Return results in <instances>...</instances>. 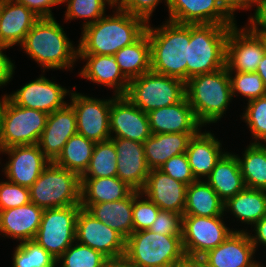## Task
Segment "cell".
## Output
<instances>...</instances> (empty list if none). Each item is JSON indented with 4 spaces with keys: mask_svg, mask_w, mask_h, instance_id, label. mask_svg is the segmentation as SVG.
Returning a JSON list of instances; mask_svg holds the SVG:
<instances>
[{
    "mask_svg": "<svg viewBox=\"0 0 266 267\" xmlns=\"http://www.w3.org/2000/svg\"><path fill=\"white\" fill-rule=\"evenodd\" d=\"M123 75L130 81L151 71V45L147 32L114 54Z\"/></svg>",
    "mask_w": 266,
    "mask_h": 267,
    "instance_id": "33",
    "label": "cell"
},
{
    "mask_svg": "<svg viewBox=\"0 0 266 267\" xmlns=\"http://www.w3.org/2000/svg\"><path fill=\"white\" fill-rule=\"evenodd\" d=\"M186 188V184L173 179L160 169H152L149 171L145 185L140 192L161 210L183 215Z\"/></svg>",
    "mask_w": 266,
    "mask_h": 267,
    "instance_id": "22",
    "label": "cell"
},
{
    "mask_svg": "<svg viewBox=\"0 0 266 267\" xmlns=\"http://www.w3.org/2000/svg\"><path fill=\"white\" fill-rule=\"evenodd\" d=\"M10 47L0 44V87L6 85L11 81L13 73L15 72V65L11 59L7 57L2 51Z\"/></svg>",
    "mask_w": 266,
    "mask_h": 267,
    "instance_id": "51",
    "label": "cell"
},
{
    "mask_svg": "<svg viewBox=\"0 0 266 267\" xmlns=\"http://www.w3.org/2000/svg\"><path fill=\"white\" fill-rule=\"evenodd\" d=\"M162 0H116L115 6L150 22V16ZM167 7L169 0H165Z\"/></svg>",
    "mask_w": 266,
    "mask_h": 267,
    "instance_id": "47",
    "label": "cell"
},
{
    "mask_svg": "<svg viewBox=\"0 0 266 267\" xmlns=\"http://www.w3.org/2000/svg\"><path fill=\"white\" fill-rule=\"evenodd\" d=\"M39 19L24 4L14 0H0V44L8 47L21 45Z\"/></svg>",
    "mask_w": 266,
    "mask_h": 267,
    "instance_id": "24",
    "label": "cell"
},
{
    "mask_svg": "<svg viewBox=\"0 0 266 267\" xmlns=\"http://www.w3.org/2000/svg\"><path fill=\"white\" fill-rule=\"evenodd\" d=\"M14 1L24 4L28 9L32 10L40 18H53L51 7L62 4L61 0H14Z\"/></svg>",
    "mask_w": 266,
    "mask_h": 267,
    "instance_id": "48",
    "label": "cell"
},
{
    "mask_svg": "<svg viewBox=\"0 0 266 267\" xmlns=\"http://www.w3.org/2000/svg\"><path fill=\"white\" fill-rule=\"evenodd\" d=\"M223 214L224 202L205 180H196L187 186L183 215L214 217Z\"/></svg>",
    "mask_w": 266,
    "mask_h": 267,
    "instance_id": "31",
    "label": "cell"
},
{
    "mask_svg": "<svg viewBox=\"0 0 266 267\" xmlns=\"http://www.w3.org/2000/svg\"><path fill=\"white\" fill-rule=\"evenodd\" d=\"M20 46L41 65L43 72L45 69H71L78 59V48L69 41L54 17L40 18Z\"/></svg>",
    "mask_w": 266,
    "mask_h": 267,
    "instance_id": "2",
    "label": "cell"
},
{
    "mask_svg": "<svg viewBox=\"0 0 266 267\" xmlns=\"http://www.w3.org/2000/svg\"><path fill=\"white\" fill-rule=\"evenodd\" d=\"M117 153V177L134 191H141L150 169L147 166L143 143L125 138H110Z\"/></svg>",
    "mask_w": 266,
    "mask_h": 267,
    "instance_id": "21",
    "label": "cell"
},
{
    "mask_svg": "<svg viewBox=\"0 0 266 267\" xmlns=\"http://www.w3.org/2000/svg\"><path fill=\"white\" fill-rule=\"evenodd\" d=\"M81 205L43 210L34 241L58 259L76 240V219Z\"/></svg>",
    "mask_w": 266,
    "mask_h": 267,
    "instance_id": "10",
    "label": "cell"
},
{
    "mask_svg": "<svg viewBox=\"0 0 266 267\" xmlns=\"http://www.w3.org/2000/svg\"><path fill=\"white\" fill-rule=\"evenodd\" d=\"M143 194L133 190V232L148 230L161 210L148 197L139 200Z\"/></svg>",
    "mask_w": 266,
    "mask_h": 267,
    "instance_id": "43",
    "label": "cell"
},
{
    "mask_svg": "<svg viewBox=\"0 0 266 267\" xmlns=\"http://www.w3.org/2000/svg\"><path fill=\"white\" fill-rule=\"evenodd\" d=\"M253 226H254L255 234L251 235L249 233V236H250L253 246L257 250L259 243H260L259 245L262 244L263 246H266V215L262 217L254 225H252V227Z\"/></svg>",
    "mask_w": 266,
    "mask_h": 267,
    "instance_id": "52",
    "label": "cell"
},
{
    "mask_svg": "<svg viewBox=\"0 0 266 267\" xmlns=\"http://www.w3.org/2000/svg\"><path fill=\"white\" fill-rule=\"evenodd\" d=\"M69 92L65 87L41 75L9 94L8 98L18 106L50 114L67 104L64 98Z\"/></svg>",
    "mask_w": 266,
    "mask_h": 267,
    "instance_id": "16",
    "label": "cell"
},
{
    "mask_svg": "<svg viewBox=\"0 0 266 267\" xmlns=\"http://www.w3.org/2000/svg\"><path fill=\"white\" fill-rule=\"evenodd\" d=\"M160 27L147 25L151 45V71L187 81L190 25L165 21Z\"/></svg>",
    "mask_w": 266,
    "mask_h": 267,
    "instance_id": "3",
    "label": "cell"
},
{
    "mask_svg": "<svg viewBox=\"0 0 266 267\" xmlns=\"http://www.w3.org/2000/svg\"><path fill=\"white\" fill-rule=\"evenodd\" d=\"M48 115L18 106L7 97L1 117L0 153L12 146L36 145L46 126Z\"/></svg>",
    "mask_w": 266,
    "mask_h": 267,
    "instance_id": "9",
    "label": "cell"
},
{
    "mask_svg": "<svg viewBox=\"0 0 266 267\" xmlns=\"http://www.w3.org/2000/svg\"><path fill=\"white\" fill-rule=\"evenodd\" d=\"M185 91L197 120L203 126L221 119L233 97L226 67L189 78L185 82Z\"/></svg>",
    "mask_w": 266,
    "mask_h": 267,
    "instance_id": "4",
    "label": "cell"
},
{
    "mask_svg": "<svg viewBox=\"0 0 266 267\" xmlns=\"http://www.w3.org/2000/svg\"><path fill=\"white\" fill-rule=\"evenodd\" d=\"M69 95L76 114L77 133L95 143L109 140L112 98L101 100L77 92Z\"/></svg>",
    "mask_w": 266,
    "mask_h": 267,
    "instance_id": "13",
    "label": "cell"
},
{
    "mask_svg": "<svg viewBox=\"0 0 266 267\" xmlns=\"http://www.w3.org/2000/svg\"><path fill=\"white\" fill-rule=\"evenodd\" d=\"M230 27L218 24L190 25L187 80L226 67V43Z\"/></svg>",
    "mask_w": 266,
    "mask_h": 267,
    "instance_id": "6",
    "label": "cell"
},
{
    "mask_svg": "<svg viewBox=\"0 0 266 267\" xmlns=\"http://www.w3.org/2000/svg\"><path fill=\"white\" fill-rule=\"evenodd\" d=\"M159 169L187 186L196 181L186 153L171 157Z\"/></svg>",
    "mask_w": 266,
    "mask_h": 267,
    "instance_id": "45",
    "label": "cell"
},
{
    "mask_svg": "<svg viewBox=\"0 0 266 267\" xmlns=\"http://www.w3.org/2000/svg\"><path fill=\"white\" fill-rule=\"evenodd\" d=\"M104 267H137L125 255L113 258H107Z\"/></svg>",
    "mask_w": 266,
    "mask_h": 267,
    "instance_id": "53",
    "label": "cell"
},
{
    "mask_svg": "<svg viewBox=\"0 0 266 267\" xmlns=\"http://www.w3.org/2000/svg\"><path fill=\"white\" fill-rule=\"evenodd\" d=\"M237 158L245 187L266 190V144L250 143Z\"/></svg>",
    "mask_w": 266,
    "mask_h": 267,
    "instance_id": "35",
    "label": "cell"
},
{
    "mask_svg": "<svg viewBox=\"0 0 266 267\" xmlns=\"http://www.w3.org/2000/svg\"><path fill=\"white\" fill-rule=\"evenodd\" d=\"M197 133L152 134L144 143V153L150 170L159 169L173 156L186 153L190 139Z\"/></svg>",
    "mask_w": 266,
    "mask_h": 267,
    "instance_id": "28",
    "label": "cell"
},
{
    "mask_svg": "<svg viewBox=\"0 0 266 267\" xmlns=\"http://www.w3.org/2000/svg\"><path fill=\"white\" fill-rule=\"evenodd\" d=\"M261 36H263L264 41H265V43H266V35H261Z\"/></svg>",
    "mask_w": 266,
    "mask_h": 267,
    "instance_id": "57",
    "label": "cell"
},
{
    "mask_svg": "<svg viewBox=\"0 0 266 267\" xmlns=\"http://www.w3.org/2000/svg\"><path fill=\"white\" fill-rule=\"evenodd\" d=\"M95 219L108 224L127 239L133 232V191L124 199L96 204H80Z\"/></svg>",
    "mask_w": 266,
    "mask_h": 267,
    "instance_id": "29",
    "label": "cell"
},
{
    "mask_svg": "<svg viewBox=\"0 0 266 267\" xmlns=\"http://www.w3.org/2000/svg\"><path fill=\"white\" fill-rule=\"evenodd\" d=\"M221 142L210 132L200 131L194 135L188 144L186 155L191 171L196 180L210 175L217 161L225 153L222 152Z\"/></svg>",
    "mask_w": 266,
    "mask_h": 267,
    "instance_id": "27",
    "label": "cell"
},
{
    "mask_svg": "<svg viewBox=\"0 0 266 267\" xmlns=\"http://www.w3.org/2000/svg\"><path fill=\"white\" fill-rule=\"evenodd\" d=\"M180 267H209L201 258L186 257Z\"/></svg>",
    "mask_w": 266,
    "mask_h": 267,
    "instance_id": "54",
    "label": "cell"
},
{
    "mask_svg": "<svg viewBox=\"0 0 266 267\" xmlns=\"http://www.w3.org/2000/svg\"><path fill=\"white\" fill-rule=\"evenodd\" d=\"M186 96L185 82L153 71L130 80L127 97L143 112L171 106Z\"/></svg>",
    "mask_w": 266,
    "mask_h": 267,
    "instance_id": "8",
    "label": "cell"
},
{
    "mask_svg": "<svg viewBox=\"0 0 266 267\" xmlns=\"http://www.w3.org/2000/svg\"><path fill=\"white\" fill-rule=\"evenodd\" d=\"M245 110L242 118L255 139L252 143L266 144V96L248 101Z\"/></svg>",
    "mask_w": 266,
    "mask_h": 267,
    "instance_id": "41",
    "label": "cell"
},
{
    "mask_svg": "<svg viewBox=\"0 0 266 267\" xmlns=\"http://www.w3.org/2000/svg\"><path fill=\"white\" fill-rule=\"evenodd\" d=\"M75 237L79 243L93 248L107 258L119 257L125 253L126 239L83 208L77 215Z\"/></svg>",
    "mask_w": 266,
    "mask_h": 267,
    "instance_id": "14",
    "label": "cell"
},
{
    "mask_svg": "<svg viewBox=\"0 0 266 267\" xmlns=\"http://www.w3.org/2000/svg\"><path fill=\"white\" fill-rule=\"evenodd\" d=\"M86 61L79 75L91 82L112 87L115 96H125L129 80L123 75L114 55H78Z\"/></svg>",
    "mask_w": 266,
    "mask_h": 267,
    "instance_id": "25",
    "label": "cell"
},
{
    "mask_svg": "<svg viewBox=\"0 0 266 267\" xmlns=\"http://www.w3.org/2000/svg\"><path fill=\"white\" fill-rule=\"evenodd\" d=\"M43 209L28 204L0 211V233L24 242L33 240L41 223Z\"/></svg>",
    "mask_w": 266,
    "mask_h": 267,
    "instance_id": "26",
    "label": "cell"
},
{
    "mask_svg": "<svg viewBox=\"0 0 266 267\" xmlns=\"http://www.w3.org/2000/svg\"><path fill=\"white\" fill-rule=\"evenodd\" d=\"M30 202L43 210L80 205L81 177L50 162L29 188Z\"/></svg>",
    "mask_w": 266,
    "mask_h": 267,
    "instance_id": "7",
    "label": "cell"
},
{
    "mask_svg": "<svg viewBox=\"0 0 266 267\" xmlns=\"http://www.w3.org/2000/svg\"><path fill=\"white\" fill-rule=\"evenodd\" d=\"M124 255L137 267H180L186 255L182 235H162L142 230L126 239Z\"/></svg>",
    "mask_w": 266,
    "mask_h": 267,
    "instance_id": "5",
    "label": "cell"
},
{
    "mask_svg": "<svg viewBox=\"0 0 266 267\" xmlns=\"http://www.w3.org/2000/svg\"><path fill=\"white\" fill-rule=\"evenodd\" d=\"M219 5L224 12L233 20H235L234 13L236 10H247L256 6L257 0H218Z\"/></svg>",
    "mask_w": 266,
    "mask_h": 267,
    "instance_id": "50",
    "label": "cell"
},
{
    "mask_svg": "<svg viewBox=\"0 0 266 267\" xmlns=\"http://www.w3.org/2000/svg\"><path fill=\"white\" fill-rule=\"evenodd\" d=\"M223 216L183 215L182 244L186 257L200 258L222 244L234 231L224 224Z\"/></svg>",
    "mask_w": 266,
    "mask_h": 267,
    "instance_id": "11",
    "label": "cell"
},
{
    "mask_svg": "<svg viewBox=\"0 0 266 267\" xmlns=\"http://www.w3.org/2000/svg\"><path fill=\"white\" fill-rule=\"evenodd\" d=\"M266 52L263 36L249 25L239 29L237 24L230 27L226 43V68L228 73L256 72Z\"/></svg>",
    "mask_w": 266,
    "mask_h": 267,
    "instance_id": "12",
    "label": "cell"
},
{
    "mask_svg": "<svg viewBox=\"0 0 266 267\" xmlns=\"http://www.w3.org/2000/svg\"><path fill=\"white\" fill-rule=\"evenodd\" d=\"M255 252L249 232L236 229L222 244L200 258L209 267H258L259 262L253 258Z\"/></svg>",
    "mask_w": 266,
    "mask_h": 267,
    "instance_id": "18",
    "label": "cell"
},
{
    "mask_svg": "<svg viewBox=\"0 0 266 267\" xmlns=\"http://www.w3.org/2000/svg\"><path fill=\"white\" fill-rule=\"evenodd\" d=\"M64 2L67 3L64 14L66 22L75 18L90 19L84 22L83 28L105 16L106 4L110 7L116 4V0H61V3Z\"/></svg>",
    "mask_w": 266,
    "mask_h": 267,
    "instance_id": "40",
    "label": "cell"
},
{
    "mask_svg": "<svg viewBox=\"0 0 266 267\" xmlns=\"http://www.w3.org/2000/svg\"><path fill=\"white\" fill-rule=\"evenodd\" d=\"M147 114L152 134L198 133L203 126L197 120L186 96L176 104L152 110Z\"/></svg>",
    "mask_w": 266,
    "mask_h": 267,
    "instance_id": "23",
    "label": "cell"
},
{
    "mask_svg": "<svg viewBox=\"0 0 266 267\" xmlns=\"http://www.w3.org/2000/svg\"><path fill=\"white\" fill-rule=\"evenodd\" d=\"M256 6L254 15L248 20V25L257 34L266 35V0H257Z\"/></svg>",
    "mask_w": 266,
    "mask_h": 267,
    "instance_id": "49",
    "label": "cell"
},
{
    "mask_svg": "<svg viewBox=\"0 0 266 267\" xmlns=\"http://www.w3.org/2000/svg\"><path fill=\"white\" fill-rule=\"evenodd\" d=\"M94 146V141L76 133L66 142L54 163L81 177L89 166Z\"/></svg>",
    "mask_w": 266,
    "mask_h": 267,
    "instance_id": "36",
    "label": "cell"
},
{
    "mask_svg": "<svg viewBox=\"0 0 266 267\" xmlns=\"http://www.w3.org/2000/svg\"><path fill=\"white\" fill-rule=\"evenodd\" d=\"M224 211L232 212L241 223L254 225L266 215V190L245 187L224 203Z\"/></svg>",
    "mask_w": 266,
    "mask_h": 267,
    "instance_id": "34",
    "label": "cell"
},
{
    "mask_svg": "<svg viewBox=\"0 0 266 267\" xmlns=\"http://www.w3.org/2000/svg\"><path fill=\"white\" fill-rule=\"evenodd\" d=\"M12 267H57V259L34 240L20 242L14 250Z\"/></svg>",
    "mask_w": 266,
    "mask_h": 267,
    "instance_id": "38",
    "label": "cell"
},
{
    "mask_svg": "<svg viewBox=\"0 0 266 267\" xmlns=\"http://www.w3.org/2000/svg\"><path fill=\"white\" fill-rule=\"evenodd\" d=\"M77 133L76 114L70 104L48 115L37 145L45 157L54 162L71 136Z\"/></svg>",
    "mask_w": 266,
    "mask_h": 267,
    "instance_id": "20",
    "label": "cell"
},
{
    "mask_svg": "<svg viewBox=\"0 0 266 267\" xmlns=\"http://www.w3.org/2000/svg\"><path fill=\"white\" fill-rule=\"evenodd\" d=\"M232 96L241 94L247 101L266 96V88L260 76L256 72L229 73ZM237 92V93H236Z\"/></svg>",
    "mask_w": 266,
    "mask_h": 267,
    "instance_id": "42",
    "label": "cell"
},
{
    "mask_svg": "<svg viewBox=\"0 0 266 267\" xmlns=\"http://www.w3.org/2000/svg\"><path fill=\"white\" fill-rule=\"evenodd\" d=\"M75 243V244H74ZM107 257L75 240L57 259L60 267H104Z\"/></svg>",
    "mask_w": 266,
    "mask_h": 267,
    "instance_id": "39",
    "label": "cell"
},
{
    "mask_svg": "<svg viewBox=\"0 0 266 267\" xmlns=\"http://www.w3.org/2000/svg\"><path fill=\"white\" fill-rule=\"evenodd\" d=\"M116 11V12H115ZM114 14L98 19L83 29L78 55H114L125 46L136 42L147 29L142 17L115 7Z\"/></svg>",
    "mask_w": 266,
    "mask_h": 267,
    "instance_id": "1",
    "label": "cell"
},
{
    "mask_svg": "<svg viewBox=\"0 0 266 267\" xmlns=\"http://www.w3.org/2000/svg\"><path fill=\"white\" fill-rule=\"evenodd\" d=\"M29 202V188L10 181L0 182V211L19 207Z\"/></svg>",
    "mask_w": 266,
    "mask_h": 267,
    "instance_id": "44",
    "label": "cell"
},
{
    "mask_svg": "<svg viewBox=\"0 0 266 267\" xmlns=\"http://www.w3.org/2000/svg\"><path fill=\"white\" fill-rule=\"evenodd\" d=\"M8 95H4L2 96V98L0 99V125H1V117H2V112L5 106V102L7 100Z\"/></svg>",
    "mask_w": 266,
    "mask_h": 267,
    "instance_id": "56",
    "label": "cell"
},
{
    "mask_svg": "<svg viewBox=\"0 0 266 267\" xmlns=\"http://www.w3.org/2000/svg\"><path fill=\"white\" fill-rule=\"evenodd\" d=\"M1 152L10 157L3 168L8 181L27 188L33 185L50 163L37 144L12 146Z\"/></svg>",
    "mask_w": 266,
    "mask_h": 267,
    "instance_id": "17",
    "label": "cell"
},
{
    "mask_svg": "<svg viewBox=\"0 0 266 267\" xmlns=\"http://www.w3.org/2000/svg\"><path fill=\"white\" fill-rule=\"evenodd\" d=\"M132 191L133 189L117 176L81 178L80 204L119 201L126 198Z\"/></svg>",
    "mask_w": 266,
    "mask_h": 267,
    "instance_id": "32",
    "label": "cell"
},
{
    "mask_svg": "<svg viewBox=\"0 0 266 267\" xmlns=\"http://www.w3.org/2000/svg\"><path fill=\"white\" fill-rule=\"evenodd\" d=\"M169 21L179 24H218L234 26L218 0H169Z\"/></svg>",
    "mask_w": 266,
    "mask_h": 267,
    "instance_id": "19",
    "label": "cell"
},
{
    "mask_svg": "<svg viewBox=\"0 0 266 267\" xmlns=\"http://www.w3.org/2000/svg\"><path fill=\"white\" fill-rule=\"evenodd\" d=\"M206 179L224 203L245 188L237 155L227 151Z\"/></svg>",
    "mask_w": 266,
    "mask_h": 267,
    "instance_id": "30",
    "label": "cell"
},
{
    "mask_svg": "<svg viewBox=\"0 0 266 267\" xmlns=\"http://www.w3.org/2000/svg\"><path fill=\"white\" fill-rule=\"evenodd\" d=\"M112 98L110 108L111 138H125L144 143L152 135L148 114L125 96L114 95Z\"/></svg>",
    "mask_w": 266,
    "mask_h": 267,
    "instance_id": "15",
    "label": "cell"
},
{
    "mask_svg": "<svg viewBox=\"0 0 266 267\" xmlns=\"http://www.w3.org/2000/svg\"><path fill=\"white\" fill-rule=\"evenodd\" d=\"M256 73L260 76L266 88V52L263 55L262 60L259 62Z\"/></svg>",
    "mask_w": 266,
    "mask_h": 267,
    "instance_id": "55",
    "label": "cell"
},
{
    "mask_svg": "<svg viewBox=\"0 0 266 267\" xmlns=\"http://www.w3.org/2000/svg\"><path fill=\"white\" fill-rule=\"evenodd\" d=\"M183 215L160 210L148 230L162 235H182Z\"/></svg>",
    "mask_w": 266,
    "mask_h": 267,
    "instance_id": "46",
    "label": "cell"
},
{
    "mask_svg": "<svg viewBox=\"0 0 266 267\" xmlns=\"http://www.w3.org/2000/svg\"><path fill=\"white\" fill-rule=\"evenodd\" d=\"M117 153L111 139L95 143L90 163L81 178L115 177Z\"/></svg>",
    "mask_w": 266,
    "mask_h": 267,
    "instance_id": "37",
    "label": "cell"
}]
</instances>
